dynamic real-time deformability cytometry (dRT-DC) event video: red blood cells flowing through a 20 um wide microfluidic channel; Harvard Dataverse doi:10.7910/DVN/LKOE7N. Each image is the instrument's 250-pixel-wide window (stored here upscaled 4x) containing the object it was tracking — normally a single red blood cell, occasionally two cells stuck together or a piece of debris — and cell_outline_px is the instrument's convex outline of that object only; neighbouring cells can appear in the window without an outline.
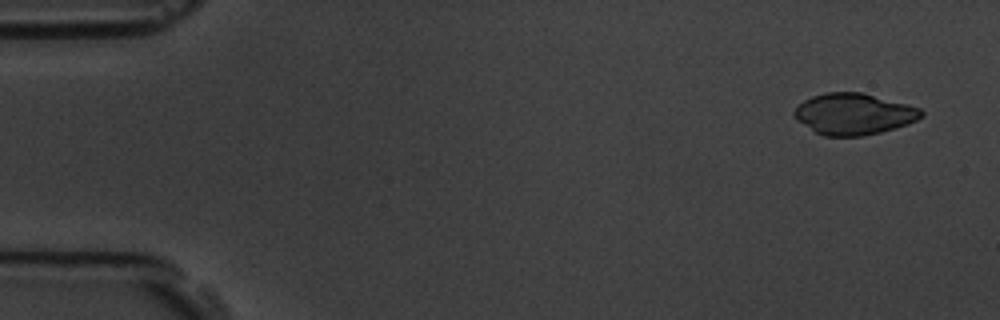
{"species": "common noctule bat (a hibernating species)", "species_latin": "Nyctalus noctula", "temperature_condition": "room temperature", "stored_images_in_passage": 4, "camera_frame_rate_fps": 3000, "um_per_image_px": 0.085, "animal": {"sex": "male", "body_mass_g": 19.5, "forearm_length_mm": 54.6}, "frame": {"image": 1, "passage_image": 1, "time_ms": 0.0, "image_size_px": [1000, 320], "cell_outline_px": [[924, 116], [908, 124], [880, 132], [864, 136], [824, 136], [816, 132], [792, 116], [792, 112], [804, 100], [812, 96], [828, 92], [860, 92], [920, 108], [924, 112]], "centroid_in_image_um": [72.56, 9.69], "position_along_channel_um": 12.4, "area_um2": 30.29}}